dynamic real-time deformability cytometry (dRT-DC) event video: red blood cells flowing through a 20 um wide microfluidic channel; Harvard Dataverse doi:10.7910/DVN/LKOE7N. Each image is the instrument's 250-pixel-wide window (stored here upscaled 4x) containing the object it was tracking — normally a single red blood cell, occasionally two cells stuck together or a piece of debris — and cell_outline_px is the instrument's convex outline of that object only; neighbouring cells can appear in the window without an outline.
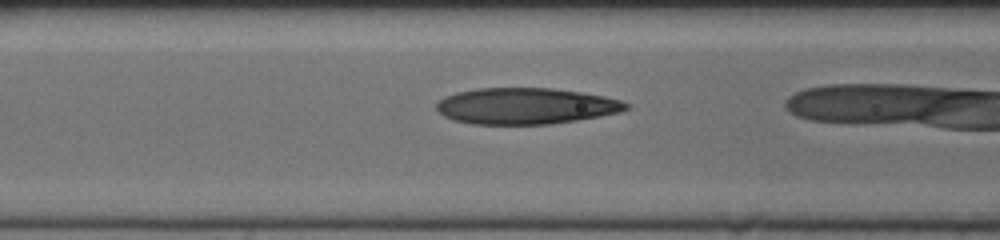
{"species": "human", "species_latin": "Homo sapiens", "temperature_condition": "cold", "stored_images_in_passage": 7, "camera_frame_rate_fps": 3000, "um_per_image_px": 0.085, "donor": {"sex": "female"}, "frame": {"image": 1, "passage_image": 3, "time_ms": 0.667, "image_size_px": [1000, 240], "cell_outline_px": [[628, 108], [620, 112], [600, 116], [552, 124], [472, 124], [452, 120], [444, 116], [436, 108], [436, 104], [444, 96], [456, 92], [476, 88], [552, 88], [580, 92], [604, 96], [620, 100], [628, 104]], "centroid_in_image_um": [44.66, 9.01], "position_along_channel_um": 121.9, "area_um2": 40.06}}
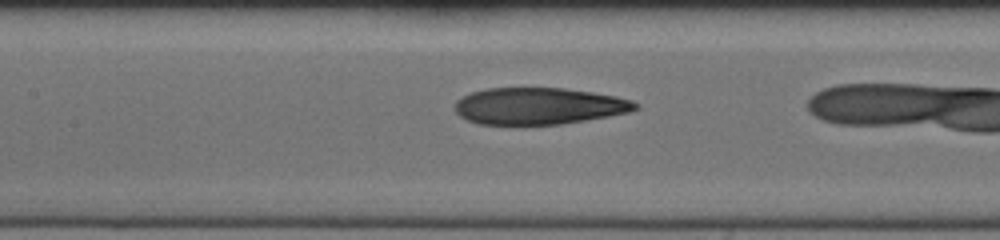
{"frame": {"image": 2, "passage_image": 6, "time_ms": 1.667, "image_size_px": [1000, 240], "cell_outline_px": [[640, 108], [628, 112], [608, 116], [560, 124], [480, 124], [468, 120], [460, 116], [456, 112], [456, 100], [472, 92], [488, 88], [564, 88], [592, 92], [616, 96], [632, 100], [640, 104]], "centroid_in_image_um": [45.83, 9.0], "position_along_channel_um": 161.6, "area_um2": 38.44}}